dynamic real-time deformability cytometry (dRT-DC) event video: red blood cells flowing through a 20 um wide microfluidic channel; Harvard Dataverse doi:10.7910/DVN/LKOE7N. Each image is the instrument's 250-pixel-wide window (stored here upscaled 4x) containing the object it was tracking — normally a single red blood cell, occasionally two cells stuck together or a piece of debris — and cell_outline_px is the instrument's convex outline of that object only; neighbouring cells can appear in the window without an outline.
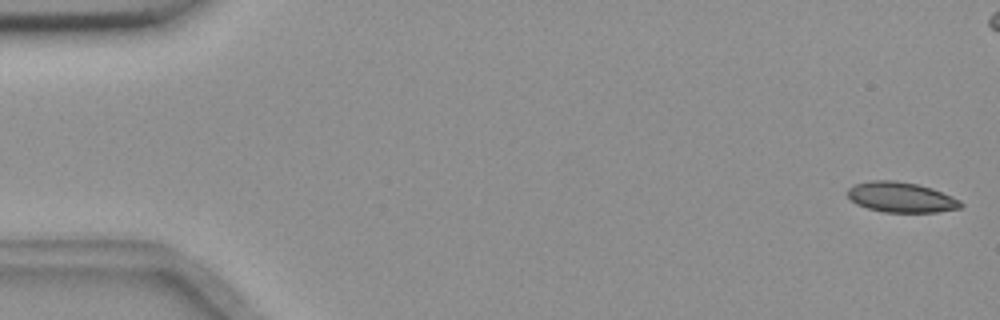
{"species": "common noctule bat (a hibernating species)", "species_latin": "Nyctalus noctula", "temperature_condition": "room temperature", "stored_images_in_passage": 15, "camera_frame_rate_fps": 3000, "um_per_image_px": 0.085, "animal": {"sex": "female", "body_mass_g": 18.4}, "frame": {"image": 1, "passage_image": 1, "time_ms": 0.0, "image_size_px": [1000, 320], "cell_outline_px": [[964, 204], [960, 208], [936, 212], [884, 212], [868, 208], [856, 204], [848, 196], [848, 188], [856, 184], [872, 180], [896, 180], [916, 184], [932, 188], [952, 196], [960, 200]], "centroid_in_image_um": [76.61, 16.76], "position_along_channel_um": 8.4, "area_um2": 19.88}}
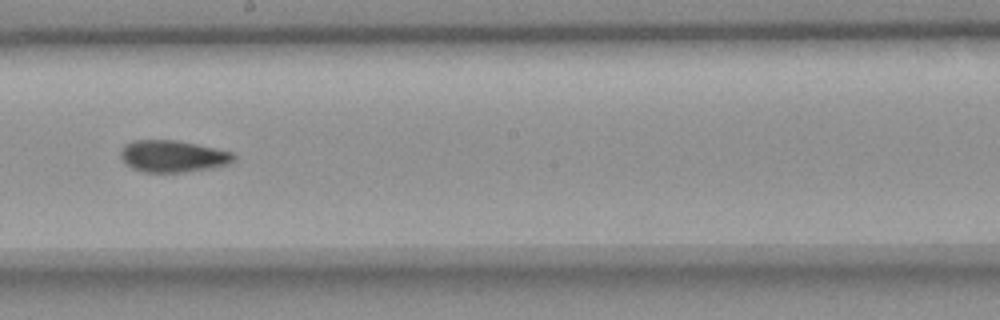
{"frame": {"image": 2, "passage_image": 9, "time_ms": 2.667, "image_size_px": [1000, 320], "cell_outline_px": [[236, 160], [228, 164], [208, 168], [184, 172], [144, 172], [132, 168], [124, 164], [120, 156], [120, 148], [124, 144], [132, 140], [176, 140], [196, 144], [232, 152], [236, 156]], "centroid_in_image_um": [14.64, 13.27], "position_along_channel_um": 233.6, "area_um2": 21.1}}
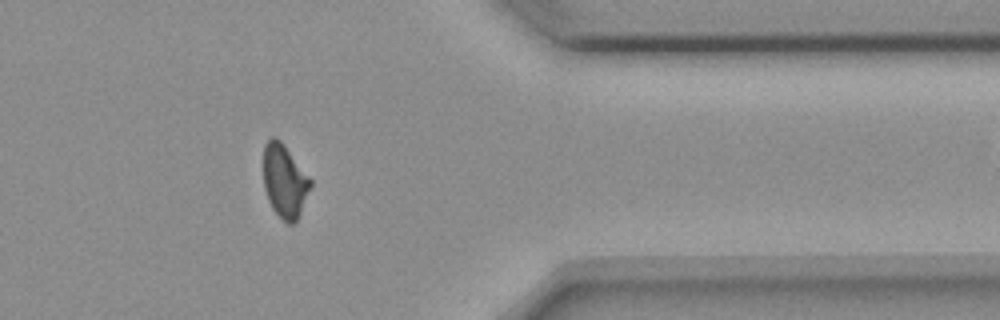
{"frame": {"image": 3, "passage_image": 13, "time_ms": 4.0, "image_size_px": [1000, 320], "cell_outline_px": [[312, 184], [300, 212], [296, 220], [292, 224], [288, 224], [272, 208], [268, 200], [264, 188], [264, 144], [272, 136], [276, 136], [284, 144], [312, 180]], "centroid_in_image_um": [24.18, 15.35], "position_along_channel_um": 387.2, "area_um2": 19.88}}